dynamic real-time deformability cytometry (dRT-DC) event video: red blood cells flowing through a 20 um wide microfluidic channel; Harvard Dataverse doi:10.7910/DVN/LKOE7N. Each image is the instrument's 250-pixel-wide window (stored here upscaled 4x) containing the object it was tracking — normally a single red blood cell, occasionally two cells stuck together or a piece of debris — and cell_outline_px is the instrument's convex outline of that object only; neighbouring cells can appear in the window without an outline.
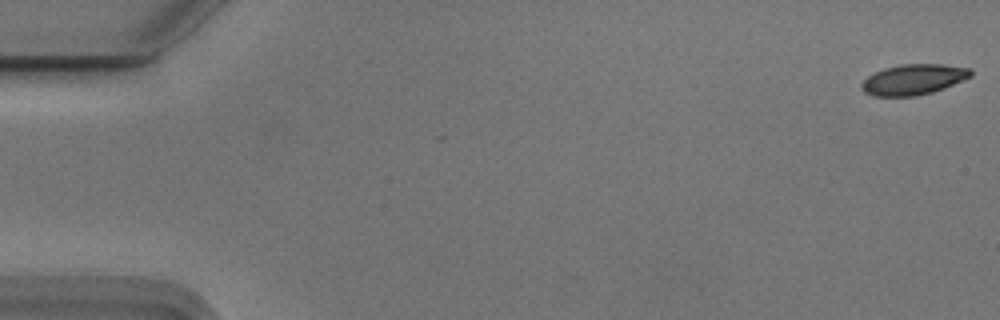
{"species": "Egyptian fruit bat (a non-hibernating species)", "species_latin": "Rousettus aegyptiacus", "temperature_condition": "cold", "stored_images_in_passage": 4, "camera_frame_rate_fps": 3000, "um_per_image_px": 0.085, "animal": {"sex": "male"}, "frame": {"image": 1, "passage_image": 1, "time_ms": 0.0, "image_size_px": [1000, 320], "cell_outline_px": [[972, 76], [932, 92], [916, 96], [876, 96], [864, 92], [860, 88], [860, 84], [868, 76], [884, 68], [900, 64], [940, 64], [972, 68]], "centroid_in_image_um": [77.63, 6.75], "position_along_channel_um": 7.4, "area_um2": 19.31}}